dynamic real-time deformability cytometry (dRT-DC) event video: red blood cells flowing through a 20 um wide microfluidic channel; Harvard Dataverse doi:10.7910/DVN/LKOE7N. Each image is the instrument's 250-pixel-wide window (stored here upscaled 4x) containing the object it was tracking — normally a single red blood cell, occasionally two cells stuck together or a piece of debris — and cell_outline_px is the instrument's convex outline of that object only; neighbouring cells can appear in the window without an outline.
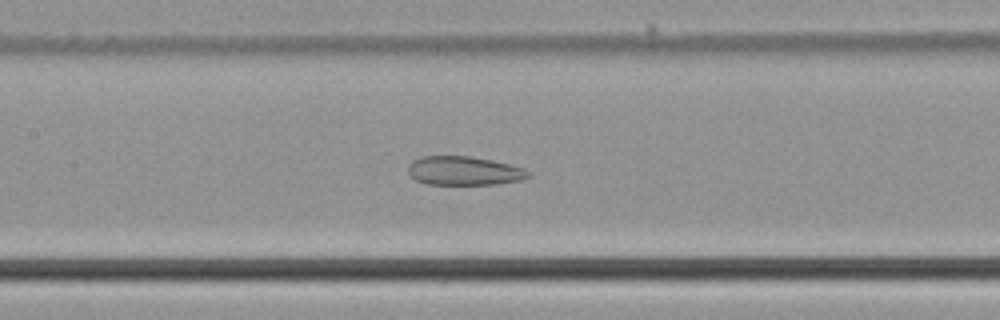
{"species": "common noctule bat (a hibernating species)", "species_latin": "Nyctalus noctula", "temperature_condition": "cold", "stored_images_in_passage": 49, "camera_frame_rate_fps": 3000, "um_per_image_px": 0.085, "animal": {"sex": "male", "body_mass_g": 21.5, "forearm_length_mm": 52.0}, "frame": {"image": 1, "passage_image": 26, "time_ms": 8.333, "image_size_px": [1000, 320], "cell_outline_px": [[532, 176], [520, 180], [496, 184], [428, 184], [416, 180], [408, 172], [408, 164], [412, 160], [420, 156], [472, 156], [492, 160], [524, 168]], "centroid_in_image_um": [39.42, 14.51], "position_along_channel_um": 168.0, "area_um2": 20.23}}
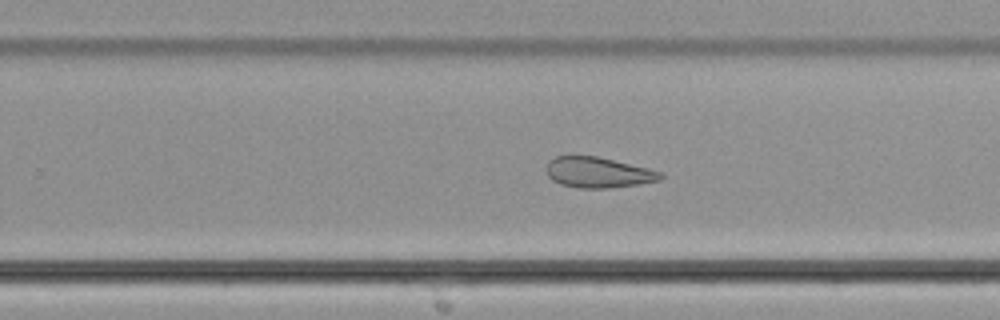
{"frame": {"image": 2, "passage_image": 35, "time_ms": 11.333, "image_size_px": [1000, 320], "cell_outline_px": [[664, 176], [660, 180], [640, 184], [612, 188], [580, 188], [560, 184], [552, 180], [548, 176], [548, 160], [556, 156], [596, 156], [648, 168], [660, 172]], "centroid_in_image_um": [50.85, 14.67], "position_along_channel_um": 279.0, "area_um2": 20.23}}
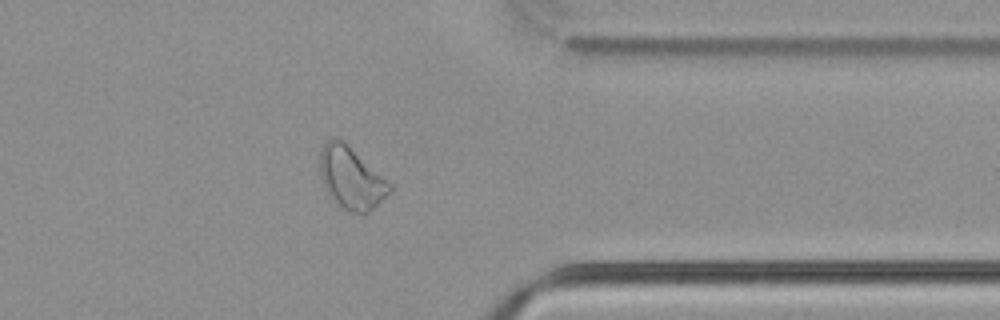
{"frame": {"image": 3, "passage_image": 44, "time_ms": 14.333, "image_size_px": [1000, 320], "cell_outline_px": [[392, 192], [368, 212], [348, 212], [328, 196], [320, 172], [320, 148], [324, 140], [336, 136], [344, 140], [392, 184]], "centroid_in_image_um": [29.84, 15.08], "position_along_channel_um": 381.6, "area_um2": 25.49}}